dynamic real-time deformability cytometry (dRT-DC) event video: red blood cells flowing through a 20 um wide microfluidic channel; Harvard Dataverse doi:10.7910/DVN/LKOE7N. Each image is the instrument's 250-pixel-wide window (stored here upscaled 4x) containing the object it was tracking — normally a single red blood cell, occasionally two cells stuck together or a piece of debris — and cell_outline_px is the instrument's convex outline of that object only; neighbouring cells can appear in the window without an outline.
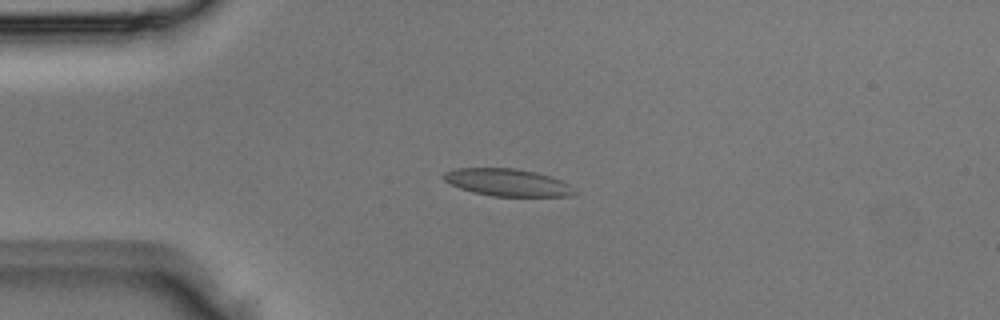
{"species": "Egyptian fruit bat (a non-hibernating species)", "species_latin": "Rousettus aegyptiacus", "temperature_condition": "room temperature", "stored_images_in_passage": 3, "camera_frame_rate_fps": 3000, "um_per_image_px": 0.085, "animal": {"sex": "male"}, "frame": {"image": 1, "passage_image": 3, "time_ms": 0.667, "image_size_px": [1000, 320], "cell_outline_px": [[576, 192], [572, 196], [492, 196], [460, 188], [444, 180], [444, 172], [452, 168], [516, 168], [536, 172], [560, 180], [568, 184]], "centroid_in_image_um": [43.12, 15.5], "position_along_channel_um": 41.9, "area_um2": 20.58}}